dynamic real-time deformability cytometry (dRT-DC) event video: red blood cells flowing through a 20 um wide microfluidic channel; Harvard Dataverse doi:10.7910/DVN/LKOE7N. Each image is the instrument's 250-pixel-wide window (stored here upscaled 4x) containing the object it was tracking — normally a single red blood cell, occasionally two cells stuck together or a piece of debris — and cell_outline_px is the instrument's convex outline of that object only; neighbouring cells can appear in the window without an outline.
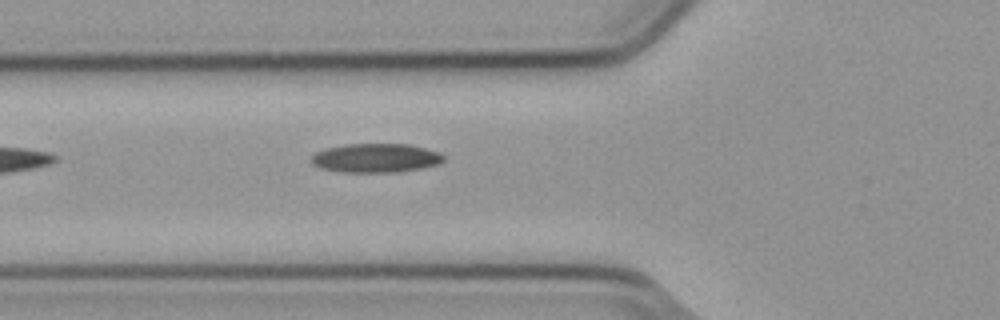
{"species": "common noctule bat (a hibernating species)", "species_latin": "Nyctalus noctula", "temperature_condition": "cold", "stored_images_in_passage": 4, "camera_frame_rate_fps": 3000, "um_per_image_px": 0.085, "animal": {"sex": "male", "body_mass_g": 23.1, "forearm_length_mm": 52.7}, "frame": {"image": 1, "passage_image": 4, "time_ms": 1.0, "image_size_px": [1000, 320], "cell_outline_px": [[444, 160], [440, 164], [420, 168], [396, 172], [344, 172], [320, 168], [312, 164], [312, 156], [316, 152], [324, 148], [348, 144], [408, 144], [440, 152], [444, 156]], "centroid_in_image_um": [31.94, 13.43], "position_along_channel_um": 93.9, "area_um2": 22.31}}